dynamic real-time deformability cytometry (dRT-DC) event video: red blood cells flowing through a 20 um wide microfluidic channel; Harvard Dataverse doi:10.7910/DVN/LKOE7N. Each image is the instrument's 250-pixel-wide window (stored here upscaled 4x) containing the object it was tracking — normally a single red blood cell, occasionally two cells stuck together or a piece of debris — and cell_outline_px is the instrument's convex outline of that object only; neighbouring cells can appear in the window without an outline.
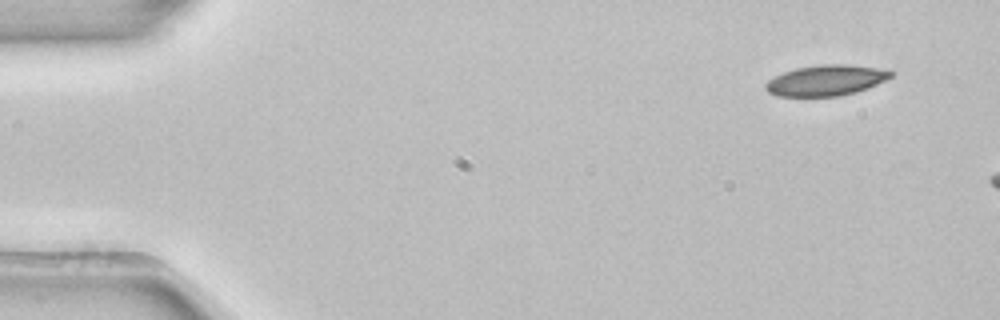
{"species": "common noctule bat (a hibernating species)", "species_latin": "Nyctalus noctula", "temperature_condition": "room temperature", "stored_images_in_passage": 2, "camera_frame_rate_fps": 3000, "um_per_image_px": 0.085, "animal": {"sex": "female", "body_mass_g": 22.7, "forearm_length_mm": 54.2}, "frame": {"image": 1, "passage_image": 1, "time_ms": 0.0, "image_size_px": [1000, 320], "cell_outline_px": [[892, 76], [868, 88], [856, 92], [840, 96], [776, 96], [768, 92], [764, 88], [764, 84], [768, 80], [784, 72], [796, 68], [820, 64], [848, 64], [876, 68], [892, 72]], "centroid_in_image_um": [70.16, 6.83], "position_along_channel_um": 14.8, "area_um2": 22.25}}